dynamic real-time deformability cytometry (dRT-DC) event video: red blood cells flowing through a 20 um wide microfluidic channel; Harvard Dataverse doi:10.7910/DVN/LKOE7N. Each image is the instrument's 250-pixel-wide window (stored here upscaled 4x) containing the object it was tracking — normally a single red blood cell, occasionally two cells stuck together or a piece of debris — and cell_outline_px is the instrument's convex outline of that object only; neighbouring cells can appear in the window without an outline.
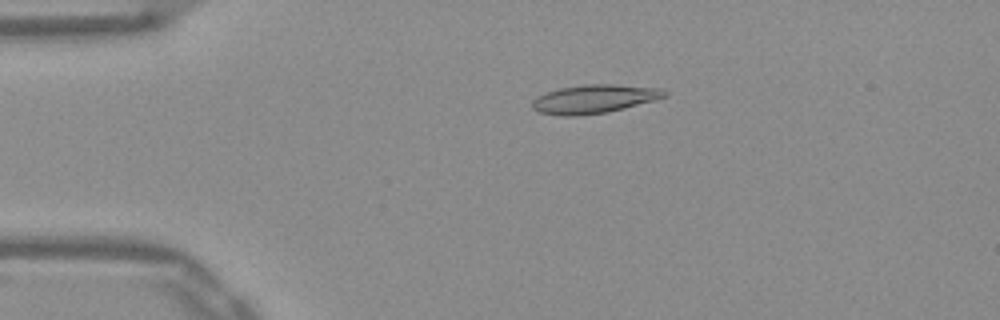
{"species": "Egyptian fruit bat (a non-hibernating species)", "species_latin": "Rousettus aegyptiacus", "temperature_condition": "warm", "stored_images_in_passage": 52, "camera_frame_rate_fps": 3000, "um_per_image_px": 0.085, "frame": {"image": 1, "passage_image": 11, "time_ms": 3.333, "image_size_px": [1000, 320], "cell_outline_px": [[668, 96], [656, 100], [608, 112], [576, 116], [564, 116], [540, 112], [532, 108], [532, 100], [536, 96], [560, 88], [584, 84], [616, 84], [660, 88], [668, 92]], "centroid_in_image_um": [50.53, 8.41], "position_along_channel_um": 34.5, "area_um2": 22.14}}
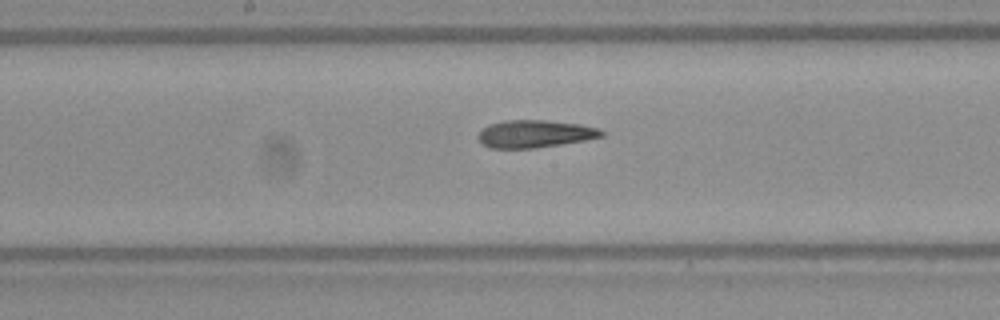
{"frame": {"image": 2, "passage_image": 27, "time_ms": 8.667, "image_size_px": [1000, 320], "cell_outline_px": [[608, 132], [604, 136], [584, 140], [560, 144], [532, 148], [492, 148], [484, 144], [476, 136], [488, 124], [508, 120], [544, 120], [580, 124], [600, 128]], "centroid_in_image_um": [45.52, 11.36], "position_along_channel_um": 202.7, "area_um2": 19.71}}
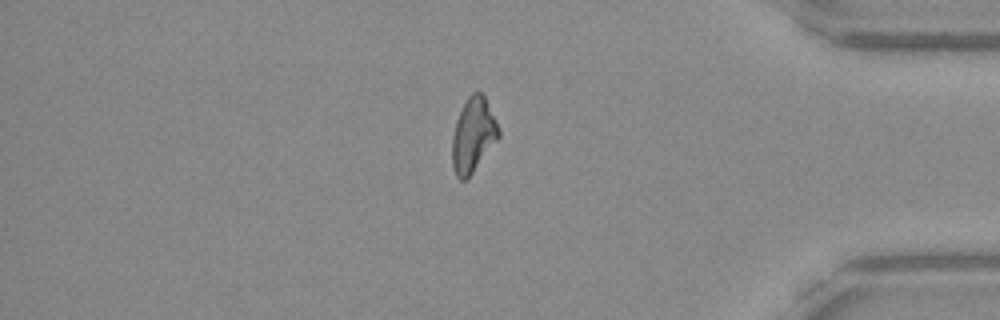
{"frame": {"image": 3, "passage_image": 44, "time_ms": 14.333, "image_size_px": [1000, 320], "cell_outline_px": [[500, 136], [468, 180], [460, 180], [456, 176], [452, 168], [452, 136], [456, 120], [468, 96], [472, 92], [480, 92], [484, 96], [496, 120], [500, 132]], "centroid_in_image_um": [40.21, 11.53], "position_along_channel_um": 395.0, "area_um2": 20.23}, "authors_computed_cell_mechanics": {"area_um2": 20.2011, "velocity_mm_per_s": 3.9136, "shape_relaxation_time_tau1_ms": null, "shape_relaxation_time_tau2_ms": 3.7306, "deformation_change_tau1": null, "deformation_change_tau2": 0.1337}}